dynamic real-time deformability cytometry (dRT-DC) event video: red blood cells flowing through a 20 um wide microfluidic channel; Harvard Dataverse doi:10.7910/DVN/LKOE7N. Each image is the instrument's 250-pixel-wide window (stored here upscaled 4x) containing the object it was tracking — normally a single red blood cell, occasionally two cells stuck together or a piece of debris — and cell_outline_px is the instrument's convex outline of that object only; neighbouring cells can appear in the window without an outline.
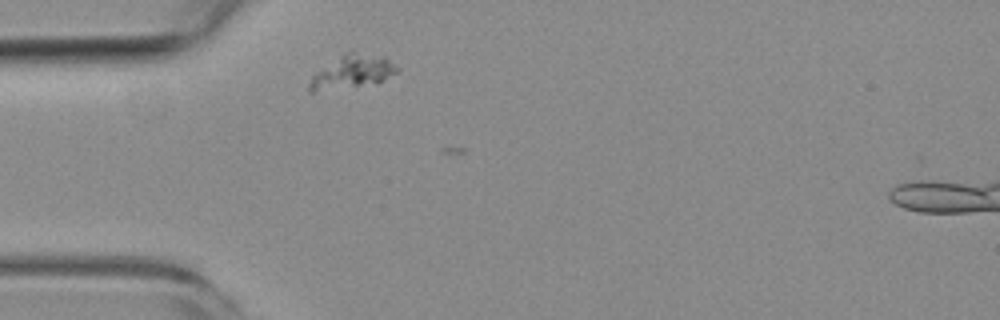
{"species": "common noctule bat (a hibernating species)", "species_latin": "Nyctalus noctula", "temperature_condition": "room temperature", "stored_images_in_passage": 2, "camera_frame_rate_fps": 3000, "um_per_image_px": 0.085, "animal": {"sex": "female", "body_mass_g": 19.3, "forearm_length_mm": 54.1}, "frame": {"image": 1, "passage_image": 2, "time_ms": 1.333, "image_size_px": [1000, 320], "cell_outline_px": [[400, 68], [396, 72], [384, 80], [376, 84], [312, 92], [308, 92], [308, 84], [312, 76], [316, 72], [344, 52], [352, 52], [384, 56]], "centroid_in_image_um": [29.94, 6.12], "position_along_channel_um": 55.1, "area_um2": 17.05}}